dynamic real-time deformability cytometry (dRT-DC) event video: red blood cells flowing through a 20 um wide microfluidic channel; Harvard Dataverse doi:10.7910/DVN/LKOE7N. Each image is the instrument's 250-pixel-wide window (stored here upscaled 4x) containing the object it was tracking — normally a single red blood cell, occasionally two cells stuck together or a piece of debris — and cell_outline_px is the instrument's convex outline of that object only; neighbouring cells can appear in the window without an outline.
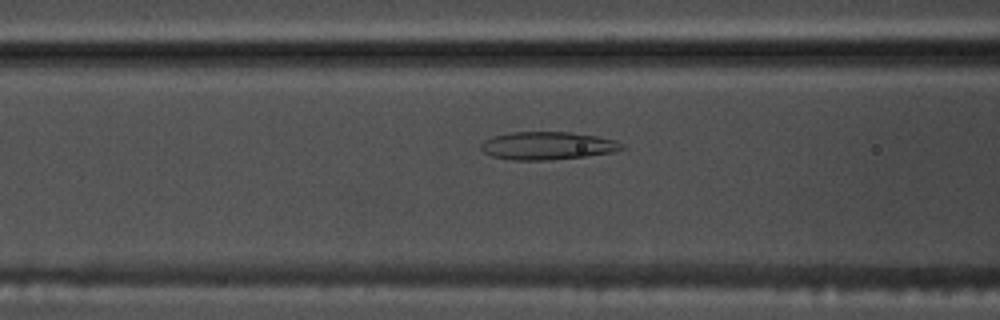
{"species": "common noctule bat (a hibernating species)", "species_latin": "Nyctalus noctula", "temperature_condition": "warm", "stored_images_in_passage": 48, "camera_frame_rate_fps": 3000, "um_per_image_px": 0.085, "animal": {"sex": "male", "body_mass_g": 17.5, "forearm_length_mm": 52.3}, "frame": {"image": 1, "passage_image": 16, "time_ms": 5.0, "image_size_px": [1000, 320], "cell_outline_px": [[628, 148], [612, 152], [584, 156], [544, 160], [512, 160], [492, 156], [484, 152], [480, 148], [480, 144], [484, 140], [492, 136], [512, 132], [572, 132], [596, 136], [616, 140], [624, 144]], "centroid_in_image_um": [46.54, 12.38], "position_along_channel_um": 120.1, "area_um2": 22.95}}
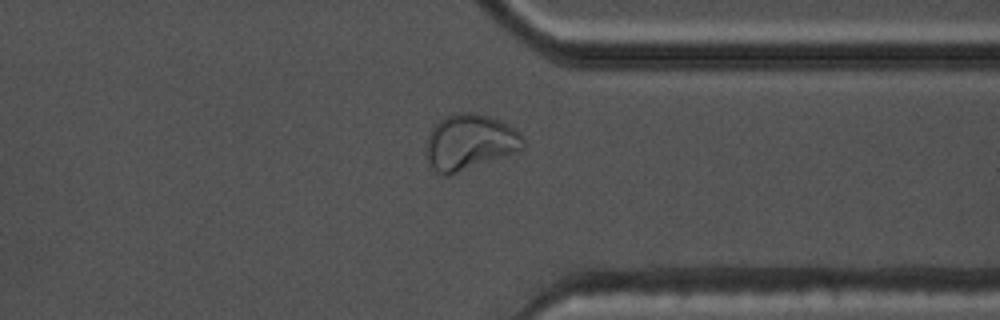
{"frame": {"image": 2, "passage_image": 36, "time_ms": 11.667, "image_size_px": [1000, 320], "cell_outline_px": [[524, 148], [448, 176], [444, 176], [436, 172], [428, 164], [424, 156], [428, 136], [432, 128], [444, 116], [456, 112], [476, 112], [500, 120], [508, 124], [524, 140]], "centroid_in_image_um": [39.85, 12.07], "position_along_channel_um": 371.6, "area_um2": 31.33}}
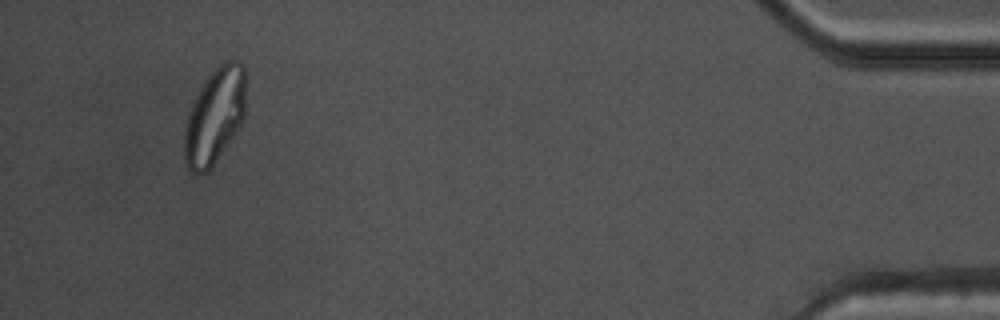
{"frame": {"image": 3, "passage_image": 45, "time_ms": 14.667, "image_size_px": [1000, 320], "cell_outline_px": [[244, 120], [208, 172], [200, 176], [196, 176], [184, 164], [184, 128], [188, 112], [192, 100], [200, 84], [224, 60], [240, 60], [244, 64]], "centroid_in_image_um": [18.2, 9.88], "position_along_channel_um": 417.0, "area_um2": 34.8}, "authors_computed_cell_mechanics": {"area_um2": 26.5591, "velocity_mm_per_s": 3.8032, "shape_relaxation_time_tau1_ms": null, "shape_relaxation_time_tau2_ms": 1.4599, "deformation_change_tau1": null, "deformation_change_tau2": 0.0745}}